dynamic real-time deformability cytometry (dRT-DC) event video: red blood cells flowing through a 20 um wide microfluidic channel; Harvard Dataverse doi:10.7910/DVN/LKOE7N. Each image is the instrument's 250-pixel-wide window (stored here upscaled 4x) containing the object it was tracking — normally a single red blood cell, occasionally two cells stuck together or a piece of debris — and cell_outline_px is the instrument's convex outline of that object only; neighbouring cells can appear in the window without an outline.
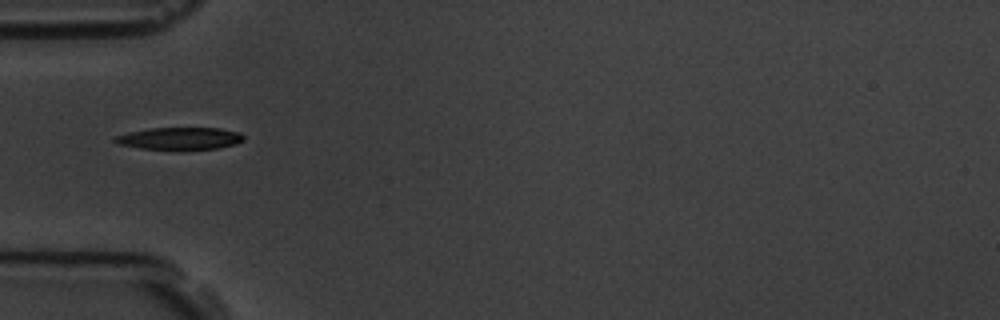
{"species": "common noctule bat (a hibernating species)", "species_latin": "Nyctalus noctula", "temperature_condition": "room temperature", "stored_images_in_passage": 12, "camera_frame_rate_fps": 3000, "um_per_image_px": 0.085, "animal": {"sex": "male", "body_mass_g": 19.5, "forearm_length_mm": 54.6}, "frame": {"image": 1, "passage_image": 6, "time_ms": 6.667, "image_size_px": [1000, 320], "cell_outline_px": [[244, 140], [236, 144], [220, 148], [176, 152], [140, 148], [116, 144], [112, 140], [112, 136], [128, 132], [152, 128], [220, 128], [240, 132], [244, 136]], "centroid_in_image_um": [15.25, 11.81], "position_along_channel_um": 69.7, "area_um2": 17.63}}
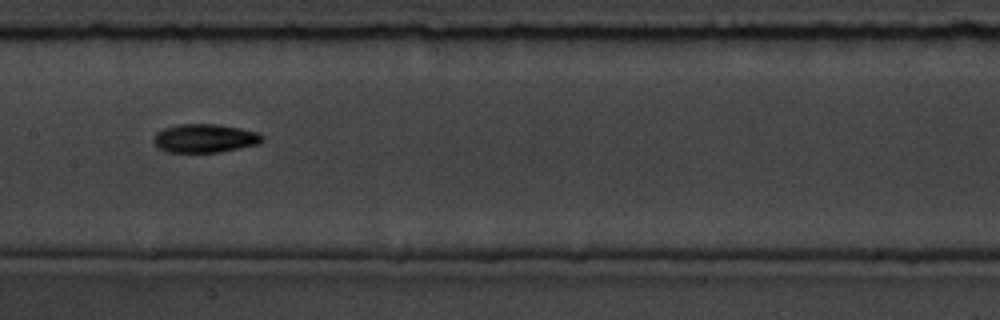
{"frame": {"image": 2, "passage_image": 9, "time_ms": 10.0, "image_size_px": [1000, 320], "cell_outline_px": [[264, 140], [260, 144], [220, 152], [164, 152], [152, 140], [152, 136], [156, 132], [164, 128], [180, 124], [216, 124], [240, 128], [256, 132], [264, 136]], "centroid_in_image_um": [17.41, 11.76], "position_along_channel_um": 190.0, "area_um2": 18.21}}
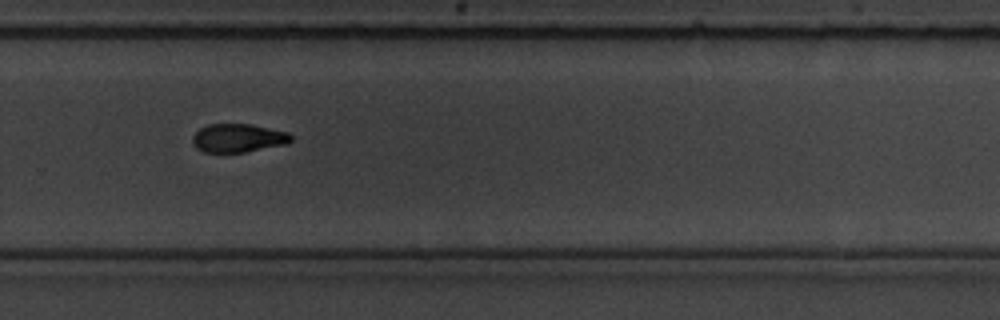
{"frame": {"image": 3, "passage_image": 12, "time_ms": 13.333, "image_size_px": [1000, 320], "cell_outline_px": [[292, 140], [288, 144], [244, 152], [204, 152], [196, 148], [192, 144], [192, 136], [200, 128], [208, 124], [248, 124], [288, 132], [292, 136]], "centroid_in_image_um": [20.23, 11.74], "position_along_channel_um": 309.6, "area_um2": 16.36}}